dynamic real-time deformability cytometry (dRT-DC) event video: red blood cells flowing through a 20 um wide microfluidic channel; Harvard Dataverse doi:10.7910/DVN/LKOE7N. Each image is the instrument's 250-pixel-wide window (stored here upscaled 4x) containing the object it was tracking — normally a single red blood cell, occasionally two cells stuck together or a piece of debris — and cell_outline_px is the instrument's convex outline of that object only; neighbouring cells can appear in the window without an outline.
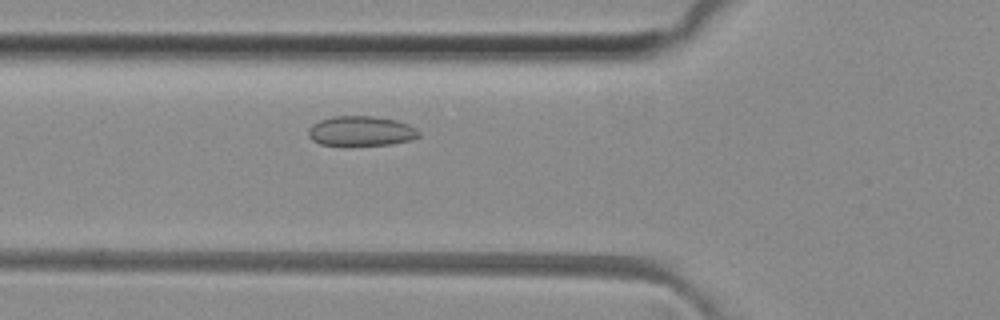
{"species": "common noctule bat (a hibernating species)", "species_latin": "Nyctalus noctula", "temperature_condition": "room temperature", "stored_images_in_passage": 47, "camera_frame_rate_fps": 3000, "um_per_image_px": 0.085, "animal": {"sex": "female", "body_mass_g": 29.2, "forearm_length_mm": 56.3}, "frame": {"image": 1, "passage_image": 15, "time_ms": 4.667, "image_size_px": [1000, 320], "cell_outline_px": [[420, 136], [412, 140], [392, 144], [348, 148], [344, 148], [320, 144], [312, 140], [308, 136], [308, 128], [312, 124], [320, 120], [332, 116], [372, 116], [396, 120], [408, 124], [416, 128], [420, 132]], "centroid_in_image_um": [30.66, 11.19], "position_along_channel_um": 95.1, "area_um2": 20.17}}
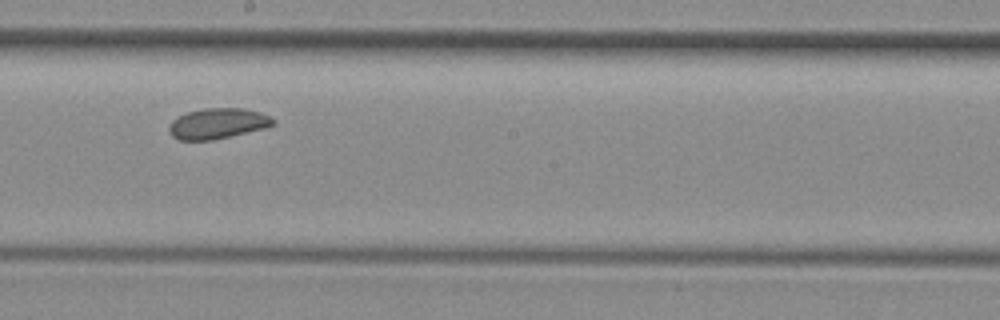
{"frame": {"image": 2, "passage_image": 25, "time_ms": 8.0, "image_size_px": [1000, 320], "cell_outline_px": [[276, 124], [268, 128], [212, 140], [180, 140], [172, 136], [168, 132], [168, 124], [172, 120], [188, 112], [204, 108], [244, 108], [260, 112], [276, 120]], "centroid_in_image_um": [18.53, 10.5], "position_along_channel_um": 229.7, "area_um2": 18.73}}
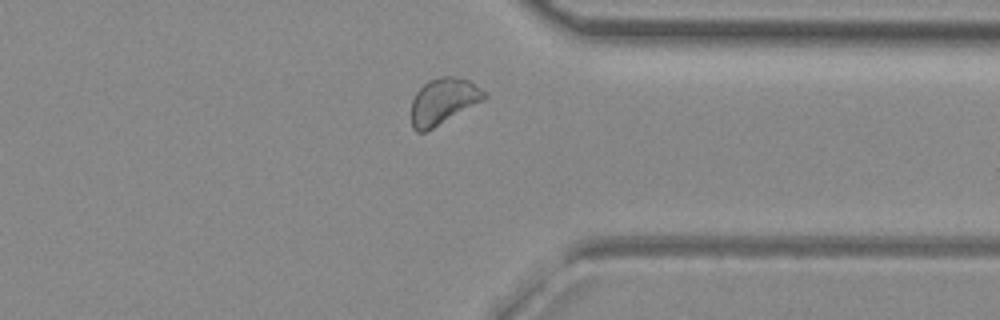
{"frame": {"image": 3, "passage_image": 36, "time_ms": 11.667, "image_size_px": [1000, 320], "cell_outline_px": [[488, 96], [484, 100], [432, 128], [424, 132], [416, 132], [412, 128], [412, 100], [416, 92], [428, 80], [440, 76], [456, 76], [468, 80], [480, 88]], "centroid_in_image_um": [37.67, 8.59], "position_along_channel_um": 373.7, "area_um2": 19.42}}